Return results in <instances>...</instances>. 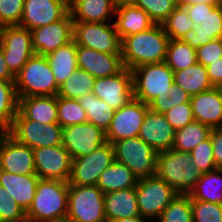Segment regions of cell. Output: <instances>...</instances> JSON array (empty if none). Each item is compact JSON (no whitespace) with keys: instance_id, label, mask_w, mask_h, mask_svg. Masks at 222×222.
Segmentation results:
<instances>
[{"instance_id":"cell-24","label":"cell","mask_w":222,"mask_h":222,"mask_svg":"<svg viewBox=\"0 0 222 222\" xmlns=\"http://www.w3.org/2000/svg\"><path fill=\"white\" fill-rule=\"evenodd\" d=\"M106 222L141 216L138 210L136 187L104 194Z\"/></svg>"},{"instance_id":"cell-54","label":"cell","mask_w":222,"mask_h":222,"mask_svg":"<svg viewBox=\"0 0 222 222\" xmlns=\"http://www.w3.org/2000/svg\"><path fill=\"white\" fill-rule=\"evenodd\" d=\"M113 222H156V221L151 220L146 217L139 216V217L124 218V219H120V220H115Z\"/></svg>"},{"instance_id":"cell-18","label":"cell","mask_w":222,"mask_h":222,"mask_svg":"<svg viewBox=\"0 0 222 222\" xmlns=\"http://www.w3.org/2000/svg\"><path fill=\"white\" fill-rule=\"evenodd\" d=\"M0 170L20 175L35 174L33 149L17 142L6 131L0 136Z\"/></svg>"},{"instance_id":"cell-29","label":"cell","mask_w":222,"mask_h":222,"mask_svg":"<svg viewBox=\"0 0 222 222\" xmlns=\"http://www.w3.org/2000/svg\"><path fill=\"white\" fill-rule=\"evenodd\" d=\"M137 176L127 166L114 160L100 175L97 187L105 194L136 187Z\"/></svg>"},{"instance_id":"cell-25","label":"cell","mask_w":222,"mask_h":222,"mask_svg":"<svg viewBox=\"0 0 222 222\" xmlns=\"http://www.w3.org/2000/svg\"><path fill=\"white\" fill-rule=\"evenodd\" d=\"M39 179L36 174L20 175L0 170V185L7 189L25 212L33 202Z\"/></svg>"},{"instance_id":"cell-21","label":"cell","mask_w":222,"mask_h":222,"mask_svg":"<svg viewBox=\"0 0 222 222\" xmlns=\"http://www.w3.org/2000/svg\"><path fill=\"white\" fill-rule=\"evenodd\" d=\"M176 130L167 121L164 114L148 110L138 137L150 145L155 151L172 149Z\"/></svg>"},{"instance_id":"cell-53","label":"cell","mask_w":222,"mask_h":222,"mask_svg":"<svg viewBox=\"0 0 222 222\" xmlns=\"http://www.w3.org/2000/svg\"><path fill=\"white\" fill-rule=\"evenodd\" d=\"M8 222H42V221L38 220L35 216H32L27 212H24L19 218H16L15 220Z\"/></svg>"},{"instance_id":"cell-4","label":"cell","mask_w":222,"mask_h":222,"mask_svg":"<svg viewBox=\"0 0 222 222\" xmlns=\"http://www.w3.org/2000/svg\"><path fill=\"white\" fill-rule=\"evenodd\" d=\"M18 99L29 96H57L59 85L46 56L34 54L15 76Z\"/></svg>"},{"instance_id":"cell-55","label":"cell","mask_w":222,"mask_h":222,"mask_svg":"<svg viewBox=\"0 0 222 222\" xmlns=\"http://www.w3.org/2000/svg\"><path fill=\"white\" fill-rule=\"evenodd\" d=\"M222 0H178V5L182 6L184 4L192 3H220Z\"/></svg>"},{"instance_id":"cell-37","label":"cell","mask_w":222,"mask_h":222,"mask_svg":"<svg viewBox=\"0 0 222 222\" xmlns=\"http://www.w3.org/2000/svg\"><path fill=\"white\" fill-rule=\"evenodd\" d=\"M15 82L0 79V126L6 131L18 113Z\"/></svg>"},{"instance_id":"cell-3","label":"cell","mask_w":222,"mask_h":222,"mask_svg":"<svg viewBox=\"0 0 222 222\" xmlns=\"http://www.w3.org/2000/svg\"><path fill=\"white\" fill-rule=\"evenodd\" d=\"M68 182L39 179L33 202L27 213L42 222L66 221Z\"/></svg>"},{"instance_id":"cell-33","label":"cell","mask_w":222,"mask_h":222,"mask_svg":"<svg viewBox=\"0 0 222 222\" xmlns=\"http://www.w3.org/2000/svg\"><path fill=\"white\" fill-rule=\"evenodd\" d=\"M212 128L196 120L175 132L172 149L190 153L202 141L210 137Z\"/></svg>"},{"instance_id":"cell-5","label":"cell","mask_w":222,"mask_h":222,"mask_svg":"<svg viewBox=\"0 0 222 222\" xmlns=\"http://www.w3.org/2000/svg\"><path fill=\"white\" fill-rule=\"evenodd\" d=\"M133 74V98L147 105L153 99L169 98L174 83V72L166 64L148 63L131 70Z\"/></svg>"},{"instance_id":"cell-47","label":"cell","mask_w":222,"mask_h":222,"mask_svg":"<svg viewBox=\"0 0 222 222\" xmlns=\"http://www.w3.org/2000/svg\"><path fill=\"white\" fill-rule=\"evenodd\" d=\"M164 115L175 130L184 128L195 120L190 102L179 104L168 110Z\"/></svg>"},{"instance_id":"cell-6","label":"cell","mask_w":222,"mask_h":222,"mask_svg":"<svg viewBox=\"0 0 222 222\" xmlns=\"http://www.w3.org/2000/svg\"><path fill=\"white\" fill-rule=\"evenodd\" d=\"M68 222H106L104 193L97 185L68 183Z\"/></svg>"},{"instance_id":"cell-1","label":"cell","mask_w":222,"mask_h":222,"mask_svg":"<svg viewBox=\"0 0 222 222\" xmlns=\"http://www.w3.org/2000/svg\"><path fill=\"white\" fill-rule=\"evenodd\" d=\"M170 38L162 25L121 39V56L124 67L134 69L148 63L164 62Z\"/></svg>"},{"instance_id":"cell-9","label":"cell","mask_w":222,"mask_h":222,"mask_svg":"<svg viewBox=\"0 0 222 222\" xmlns=\"http://www.w3.org/2000/svg\"><path fill=\"white\" fill-rule=\"evenodd\" d=\"M138 210L142 217L156 221L178 193L157 175L140 178L136 185Z\"/></svg>"},{"instance_id":"cell-28","label":"cell","mask_w":222,"mask_h":222,"mask_svg":"<svg viewBox=\"0 0 222 222\" xmlns=\"http://www.w3.org/2000/svg\"><path fill=\"white\" fill-rule=\"evenodd\" d=\"M218 38H222V1L201 24L194 25L180 40L197 49Z\"/></svg>"},{"instance_id":"cell-43","label":"cell","mask_w":222,"mask_h":222,"mask_svg":"<svg viewBox=\"0 0 222 222\" xmlns=\"http://www.w3.org/2000/svg\"><path fill=\"white\" fill-rule=\"evenodd\" d=\"M193 222H222V205L191 199Z\"/></svg>"},{"instance_id":"cell-34","label":"cell","mask_w":222,"mask_h":222,"mask_svg":"<svg viewBox=\"0 0 222 222\" xmlns=\"http://www.w3.org/2000/svg\"><path fill=\"white\" fill-rule=\"evenodd\" d=\"M77 100L86 111L88 122L95 124L106 132L113 119L115 110L92 92L87 93L83 98H77Z\"/></svg>"},{"instance_id":"cell-39","label":"cell","mask_w":222,"mask_h":222,"mask_svg":"<svg viewBox=\"0 0 222 222\" xmlns=\"http://www.w3.org/2000/svg\"><path fill=\"white\" fill-rule=\"evenodd\" d=\"M156 222H193L190 196L178 194L163 210Z\"/></svg>"},{"instance_id":"cell-13","label":"cell","mask_w":222,"mask_h":222,"mask_svg":"<svg viewBox=\"0 0 222 222\" xmlns=\"http://www.w3.org/2000/svg\"><path fill=\"white\" fill-rule=\"evenodd\" d=\"M148 110L146 103L132 98L126 105L115 111L110 126L105 132L106 141L113 144L118 140L138 137Z\"/></svg>"},{"instance_id":"cell-2","label":"cell","mask_w":222,"mask_h":222,"mask_svg":"<svg viewBox=\"0 0 222 222\" xmlns=\"http://www.w3.org/2000/svg\"><path fill=\"white\" fill-rule=\"evenodd\" d=\"M202 174L193 164L190 153L175 149L158 152L155 175L178 194H189Z\"/></svg>"},{"instance_id":"cell-49","label":"cell","mask_w":222,"mask_h":222,"mask_svg":"<svg viewBox=\"0 0 222 222\" xmlns=\"http://www.w3.org/2000/svg\"><path fill=\"white\" fill-rule=\"evenodd\" d=\"M218 4L219 3H192L184 4L182 7L187 11L194 25H197L201 24Z\"/></svg>"},{"instance_id":"cell-8","label":"cell","mask_w":222,"mask_h":222,"mask_svg":"<svg viewBox=\"0 0 222 222\" xmlns=\"http://www.w3.org/2000/svg\"><path fill=\"white\" fill-rule=\"evenodd\" d=\"M6 132L17 142L32 149L62 144L63 128L58 123L43 125L35 120L26 119L19 111Z\"/></svg>"},{"instance_id":"cell-52","label":"cell","mask_w":222,"mask_h":222,"mask_svg":"<svg viewBox=\"0 0 222 222\" xmlns=\"http://www.w3.org/2000/svg\"><path fill=\"white\" fill-rule=\"evenodd\" d=\"M0 79L15 82V76L10 72L4 60V54L0 45Z\"/></svg>"},{"instance_id":"cell-45","label":"cell","mask_w":222,"mask_h":222,"mask_svg":"<svg viewBox=\"0 0 222 222\" xmlns=\"http://www.w3.org/2000/svg\"><path fill=\"white\" fill-rule=\"evenodd\" d=\"M24 10V0H0V24L20 25Z\"/></svg>"},{"instance_id":"cell-40","label":"cell","mask_w":222,"mask_h":222,"mask_svg":"<svg viewBox=\"0 0 222 222\" xmlns=\"http://www.w3.org/2000/svg\"><path fill=\"white\" fill-rule=\"evenodd\" d=\"M170 39H181L194 28V22L182 6H177L161 24Z\"/></svg>"},{"instance_id":"cell-44","label":"cell","mask_w":222,"mask_h":222,"mask_svg":"<svg viewBox=\"0 0 222 222\" xmlns=\"http://www.w3.org/2000/svg\"><path fill=\"white\" fill-rule=\"evenodd\" d=\"M190 155L193 164L200 168V171L203 174L217 169L214 161L213 147L210 137L197 145L190 152Z\"/></svg>"},{"instance_id":"cell-51","label":"cell","mask_w":222,"mask_h":222,"mask_svg":"<svg viewBox=\"0 0 222 222\" xmlns=\"http://www.w3.org/2000/svg\"><path fill=\"white\" fill-rule=\"evenodd\" d=\"M206 69L212 86L222 88V58L206 66Z\"/></svg>"},{"instance_id":"cell-23","label":"cell","mask_w":222,"mask_h":222,"mask_svg":"<svg viewBox=\"0 0 222 222\" xmlns=\"http://www.w3.org/2000/svg\"><path fill=\"white\" fill-rule=\"evenodd\" d=\"M114 24L120 39L146 31L155 23L144 9L132 3L116 5Z\"/></svg>"},{"instance_id":"cell-15","label":"cell","mask_w":222,"mask_h":222,"mask_svg":"<svg viewBox=\"0 0 222 222\" xmlns=\"http://www.w3.org/2000/svg\"><path fill=\"white\" fill-rule=\"evenodd\" d=\"M106 142L105 131L90 122L63 128L62 145L72 159L88 155Z\"/></svg>"},{"instance_id":"cell-46","label":"cell","mask_w":222,"mask_h":222,"mask_svg":"<svg viewBox=\"0 0 222 222\" xmlns=\"http://www.w3.org/2000/svg\"><path fill=\"white\" fill-rule=\"evenodd\" d=\"M24 212L7 189L0 185V222L13 221Z\"/></svg>"},{"instance_id":"cell-16","label":"cell","mask_w":222,"mask_h":222,"mask_svg":"<svg viewBox=\"0 0 222 222\" xmlns=\"http://www.w3.org/2000/svg\"><path fill=\"white\" fill-rule=\"evenodd\" d=\"M92 93L115 111L133 98V74L126 67L116 75L95 78Z\"/></svg>"},{"instance_id":"cell-42","label":"cell","mask_w":222,"mask_h":222,"mask_svg":"<svg viewBox=\"0 0 222 222\" xmlns=\"http://www.w3.org/2000/svg\"><path fill=\"white\" fill-rule=\"evenodd\" d=\"M169 93V98L153 99L148 104L149 110L164 114L173 107L185 102H190L191 100V95L180 88L175 82L172 84Z\"/></svg>"},{"instance_id":"cell-41","label":"cell","mask_w":222,"mask_h":222,"mask_svg":"<svg viewBox=\"0 0 222 222\" xmlns=\"http://www.w3.org/2000/svg\"><path fill=\"white\" fill-rule=\"evenodd\" d=\"M135 6L144 9L155 24H162L178 6V0H131Z\"/></svg>"},{"instance_id":"cell-50","label":"cell","mask_w":222,"mask_h":222,"mask_svg":"<svg viewBox=\"0 0 222 222\" xmlns=\"http://www.w3.org/2000/svg\"><path fill=\"white\" fill-rule=\"evenodd\" d=\"M210 138L216 167L222 169V128H213Z\"/></svg>"},{"instance_id":"cell-56","label":"cell","mask_w":222,"mask_h":222,"mask_svg":"<svg viewBox=\"0 0 222 222\" xmlns=\"http://www.w3.org/2000/svg\"><path fill=\"white\" fill-rule=\"evenodd\" d=\"M116 5L122 3H131V0H112Z\"/></svg>"},{"instance_id":"cell-7","label":"cell","mask_w":222,"mask_h":222,"mask_svg":"<svg viewBox=\"0 0 222 222\" xmlns=\"http://www.w3.org/2000/svg\"><path fill=\"white\" fill-rule=\"evenodd\" d=\"M114 160L127 166L138 179L155 175L158 152L139 137L114 142Z\"/></svg>"},{"instance_id":"cell-57","label":"cell","mask_w":222,"mask_h":222,"mask_svg":"<svg viewBox=\"0 0 222 222\" xmlns=\"http://www.w3.org/2000/svg\"><path fill=\"white\" fill-rule=\"evenodd\" d=\"M5 132V130L0 126V136Z\"/></svg>"},{"instance_id":"cell-48","label":"cell","mask_w":222,"mask_h":222,"mask_svg":"<svg viewBox=\"0 0 222 222\" xmlns=\"http://www.w3.org/2000/svg\"><path fill=\"white\" fill-rule=\"evenodd\" d=\"M197 62L205 67L222 58V38L215 39L196 49Z\"/></svg>"},{"instance_id":"cell-12","label":"cell","mask_w":222,"mask_h":222,"mask_svg":"<svg viewBox=\"0 0 222 222\" xmlns=\"http://www.w3.org/2000/svg\"><path fill=\"white\" fill-rule=\"evenodd\" d=\"M114 161V147L110 142L92 153L72 159L69 185H96L101 173Z\"/></svg>"},{"instance_id":"cell-17","label":"cell","mask_w":222,"mask_h":222,"mask_svg":"<svg viewBox=\"0 0 222 222\" xmlns=\"http://www.w3.org/2000/svg\"><path fill=\"white\" fill-rule=\"evenodd\" d=\"M73 22L69 11L62 19L31 30L35 54L47 56L71 42L73 40Z\"/></svg>"},{"instance_id":"cell-31","label":"cell","mask_w":222,"mask_h":222,"mask_svg":"<svg viewBox=\"0 0 222 222\" xmlns=\"http://www.w3.org/2000/svg\"><path fill=\"white\" fill-rule=\"evenodd\" d=\"M174 82L191 96L213 88L206 67L198 62L174 72Z\"/></svg>"},{"instance_id":"cell-27","label":"cell","mask_w":222,"mask_h":222,"mask_svg":"<svg viewBox=\"0 0 222 222\" xmlns=\"http://www.w3.org/2000/svg\"><path fill=\"white\" fill-rule=\"evenodd\" d=\"M18 111L26 118L45 125L58 123L57 96H29L19 98Z\"/></svg>"},{"instance_id":"cell-30","label":"cell","mask_w":222,"mask_h":222,"mask_svg":"<svg viewBox=\"0 0 222 222\" xmlns=\"http://www.w3.org/2000/svg\"><path fill=\"white\" fill-rule=\"evenodd\" d=\"M46 57L59 86L78 68L77 45L74 40L49 53Z\"/></svg>"},{"instance_id":"cell-26","label":"cell","mask_w":222,"mask_h":222,"mask_svg":"<svg viewBox=\"0 0 222 222\" xmlns=\"http://www.w3.org/2000/svg\"><path fill=\"white\" fill-rule=\"evenodd\" d=\"M115 8L112 0H73L69 4L74 22H113Z\"/></svg>"},{"instance_id":"cell-10","label":"cell","mask_w":222,"mask_h":222,"mask_svg":"<svg viewBox=\"0 0 222 222\" xmlns=\"http://www.w3.org/2000/svg\"><path fill=\"white\" fill-rule=\"evenodd\" d=\"M76 45L109 54H121V39L114 22H73Z\"/></svg>"},{"instance_id":"cell-14","label":"cell","mask_w":222,"mask_h":222,"mask_svg":"<svg viewBox=\"0 0 222 222\" xmlns=\"http://www.w3.org/2000/svg\"><path fill=\"white\" fill-rule=\"evenodd\" d=\"M35 174L40 179L69 182L72 158L64 146H45L33 149Z\"/></svg>"},{"instance_id":"cell-11","label":"cell","mask_w":222,"mask_h":222,"mask_svg":"<svg viewBox=\"0 0 222 222\" xmlns=\"http://www.w3.org/2000/svg\"><path fill=\"white\" fill-rule=\"evenodd\" d=\"M0 45L10 72L16 76L35 54L32 32L19 25L0 28Z\"/></svg>"},{"instance_id":"cell-58","label":"cell","mask_w":222,"mask_h":222,"mask_svg":"<svg viewBox=\"0 0 222 222\" xmlns=\"http://www.w3.org/2000/svg\"><path fill=\"white\" fill-rule=\"evenodd\" d=\"M66 1L68 4H70L73 0H64Z\"/></svg>"},{"instance_id":"cell-22","label":"cell","mask_w":222,"mask_h":222,"mask_svg":"<svg viewBox=\"0 0 222 222\" xmlns=\"http://www.w3.org/2000/svg\"><path fill=\"white\" fill-rule=\"evenodd\" d=\"M194 119L213 128H222V88L213 87L191 96Z\"/></svg>"},{"instance_id":"cell-38","label":"cell","mask_w":222,"mask_h":222,"mask_svg":"<svg viewBox=\"0 0 222 222\" xmlns=\"http://www.w3.org/2000/svg\"><path fill=\"white\" fill-rule=\"evenodd\" d=\"M57 114L58 124L62 128L88 122L87 113L77 99L63 98L57 95Z\"/></svg>"},{"instance_id":"cell-36","label":"cell","mask_w":222,"mask_h":222,"mask_svg":"<svg viewBox=\"0 0 222 222\" xmlns=\"http://www.w3.org/2000/svg\"><path fill=\"white\" fill-rule=\"evenodd\" d=\"M165 62L173 72L186 69L197 63L196 49L180 39H170Z\"/></svg>"},{"instance_id":"cell-20","label":"cell","mask_w":222,"mask_h":222,"mask_svg":"<svg viewBox=\"0 0 222 222\" xmlns=\"http://www.w3.org/2000/svg\"><path fill=\"white\" fill-rule=\"evenodd\" d=\"M78 68L95 78L116 75L125 67L121 54H109L77 45Z\"/></svg>"},{"instance_id":"cell-35","label":"cell","mask_w":222,"mask_h":222,"mask_svg":"<svg viewBox=\"0 0 222 222\" xmlns=\"http://www.w3.org/2000/svg\"><path fill=\"white\" fill-rule=\"evenodd\" d=\"M94 81L95 77L87 71L77 68L67 80L61 83L58 96L68 99L83 98L87 93L93 91Z\"/></svg>"},{"instance_id":"cell-32","label":"cell","mask_w":222,"mask_h":222,"mask_svg":"<svg viewBox=\"0 0 222 222\" xmlns=\"http://www.w3.org/2000/svg\"><path fill=\"white\" fill-rule=\"evenodd\" d=\"M188 195L191 199L222 205V169L202 174Z\"/></svg>"},{"instance_id":"cell-19","label":"cell","mask_w":222,"mask_h":222,"mask_svg":"<svg viewBox=\"0 0 222 222\" xmlns=\"http://www.w3.org/2000/svg\"><path fill=\"white\" fill-rule=\"evenodd\" d=\"M69 11V4L64 0H24L19 26L31 31L62 19Z\"/></svg>"}]
</instances>
